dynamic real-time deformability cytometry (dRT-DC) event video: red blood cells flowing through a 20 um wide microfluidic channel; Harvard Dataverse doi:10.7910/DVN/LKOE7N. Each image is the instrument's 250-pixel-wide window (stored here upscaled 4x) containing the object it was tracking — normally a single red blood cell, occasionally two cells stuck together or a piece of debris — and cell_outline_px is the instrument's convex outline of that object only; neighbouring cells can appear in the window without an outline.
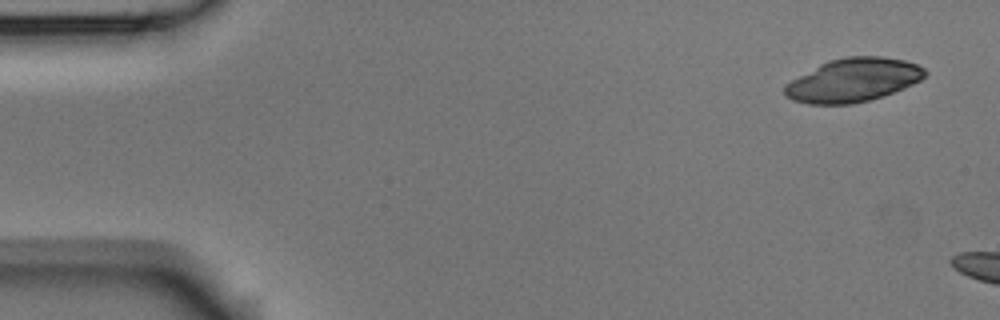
{"species": "Egyptian fruit bat (a non-hibernating species)", "species_latin": "Rousettus aegyptiacus", "temperature_condition": "room temperature", "stored_images_in_passage": 2, "camera_frame_rate_fps": 3000, "um_per_image_px": 0.085, "animal": {"sex": "male"}, "frame": {"image": 1, "passage_image": 1, "time_ms": 0.0, "image_size_px": [1000, 320], "cell_outline_px": [[928, 72], [920, 80], [904, 88], [868, 100], [852, 104], [808, 104], [792, 100], [784, 96], [784, 84], [820, 64], [828, 60], [848, 56], [884, 56], [904, 60], [916, 64], [924, 68]], "centroid_in_image_um": [72.49, 6.8], "position_along_channel_um": 12.5, "area_um2": 35.49}}